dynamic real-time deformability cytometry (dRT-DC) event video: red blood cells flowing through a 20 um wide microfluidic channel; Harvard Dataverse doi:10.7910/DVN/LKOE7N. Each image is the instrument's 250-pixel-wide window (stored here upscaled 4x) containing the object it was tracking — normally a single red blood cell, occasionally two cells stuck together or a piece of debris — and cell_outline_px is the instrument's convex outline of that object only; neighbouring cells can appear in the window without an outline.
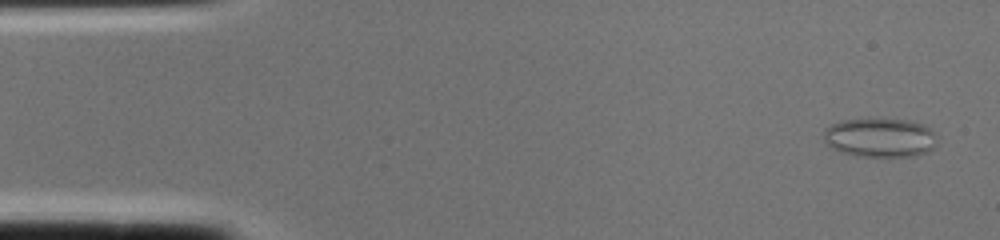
{"species": "common noctule bat (a hibernating species)", "species_latin": "Nyctalus noctula", "temperature_condition": "cold", "stored_images_in_passage": 2, "camera_frame_rate_fps": 3000, "um_per_image_px": 0.085, "animal": {"sex": "female", "body_mass_g": 22.0, "forearm_length_mm": 56.7}, "frame": {"image": 1, "passage_image": 1, "time_ms": 0.0, "image_size_px": [1000, 240], "cell_outline_px": [[936, 144], [932, 148], [916, 156], [856, 156], [840, 152], [832, 148], [824, 140], [824, 128], [832, 124], [844, 120], [868, 116], [904, 120], [924, 124], [932, 132]], "centroid_in_image_um": [74.73, 11.66], "position_along_channel_um": 10.3, "area_um2": 26.18}}